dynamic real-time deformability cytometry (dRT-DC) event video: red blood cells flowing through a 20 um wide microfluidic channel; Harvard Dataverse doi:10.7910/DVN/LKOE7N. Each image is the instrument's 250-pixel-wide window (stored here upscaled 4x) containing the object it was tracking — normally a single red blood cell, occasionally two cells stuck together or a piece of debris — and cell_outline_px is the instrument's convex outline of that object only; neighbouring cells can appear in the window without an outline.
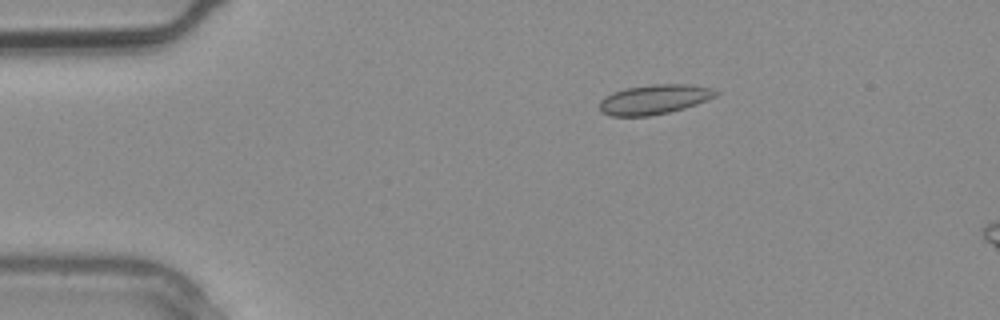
{"species": "common noctule bat (a hibernating species)", "species_latin": "Nyctalus noctula", "temperature_condition": "warm", "stored_images_in_passage": 3, "camera_frame_rate_fps": 3000, "um_per_image_px": 0.085, "animal": {"sex": "male", "body_mass_g": 20.4}, "frame": {"image": 1, "passage_image": 2, "time_ms": 0.333, "image_size_px": [1000, 320], "cell_outline_px": [[720, 92], [716, 96], [696, 104], [684, 108], [668, 112], [648, 116], [612, 116], [600, 112], [600, 100], [604, 96], [612, 92], [624, 88], [652, 84], [688, 84], [712, 88]], "centroid_in_image_um": [55.59, 8.44], "position_along_channel_um": 29.4, "area_um2": 20.17}}